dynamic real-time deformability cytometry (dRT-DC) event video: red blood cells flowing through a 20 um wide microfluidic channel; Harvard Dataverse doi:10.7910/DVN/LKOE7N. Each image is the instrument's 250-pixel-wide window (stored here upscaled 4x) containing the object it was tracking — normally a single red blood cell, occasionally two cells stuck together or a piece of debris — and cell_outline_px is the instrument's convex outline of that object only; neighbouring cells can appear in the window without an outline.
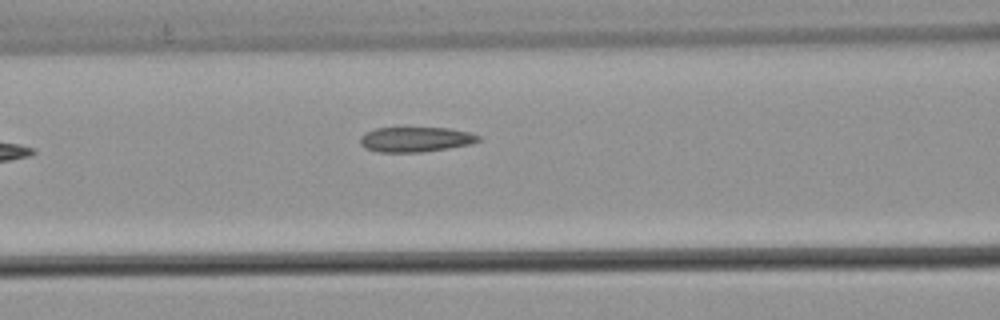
{"species": "common noctule bat (a hibernating species)", "species_latin": "Nyctalus noctula", "temperature_condition": "warm", "stored_images_in_passage": 4, "segment_of_instrument_passage": [1, 2], "camera_frame_rate_fps": 3000, "um_per_image_px": 0.085, "animal": {"sex": "male", "body_mass_g": 21.5, "forearm_length_mm": 52.0}, "frame": {"image": 1, "passage_image": 3, "time_ms": 0.667, "image_size_px": [1000, 320], "cell_outline_px": [[480, 140], [472, 144], [448, 148], [420, 152], [376, 152], [364, 148], [360, 144], [360, 136], [364, 132], [376, 128], [448, 128], [468, 132], [480, 136]], "centroid_in_image_um": [35.28, 11.85], "position_along_channel_um": 131.3, "area_um2": 17.28}}